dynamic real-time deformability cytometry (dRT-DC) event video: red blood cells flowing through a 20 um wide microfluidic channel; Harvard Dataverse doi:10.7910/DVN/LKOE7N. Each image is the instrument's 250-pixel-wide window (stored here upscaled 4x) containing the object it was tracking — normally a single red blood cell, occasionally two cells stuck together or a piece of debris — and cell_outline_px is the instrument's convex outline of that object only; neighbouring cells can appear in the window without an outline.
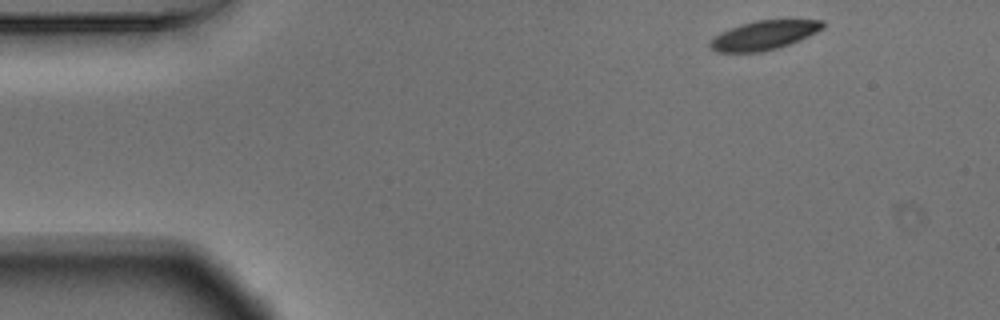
{"species": "Egyptian fruit bat (a non-hibernating species)", "species_latin": "Rousettus aegyptiacus", "temperature_condition": "warm", "stored_images_in_passage": 45, "camera_frame_rate_fps": 3000, "um_per_image_px": 0.085, "animal": {"sex": "male"}, "frame": {"image": 1, "passage_image": 1, "time_ms": 0.0, "image_size_px": [1000, 320], "cell_outline_px": [[824, 28], [800, 40], [776, 48], [760, 52], [716, 52], [708, 44], [720, 32], [728, 28], [740, 24], [756, 20], [824, 20]], "centroid_in_image_um": [64.93, 2.99], "position_along_channel_um": 20.1, "area_um2": 18.96}}
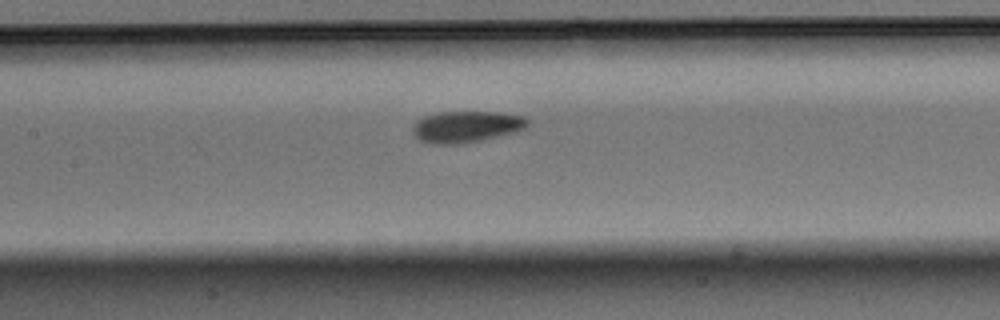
{"frame": {"image": 2, "passage_image": 20, "time_ms": 6.333, "image_size_px": [1000, 320], "cell_outline_px": [[528, 124], [524, 128], [516, 132], [464, 144], [432, 144], [420, 140], [412, 132], [412, 124], [416, 120], [424, 116], [436, 112], [500, 112], [524, 116], [528, 120]], "centroid_in_image_um": [39.61, 10.77], "position_along_channel_um": 167.8, "area_um2": 21.27}}
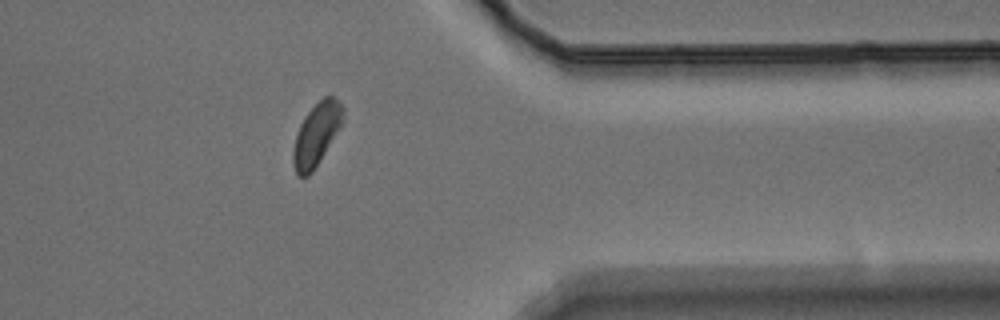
{"frame": {"image": 3, "passage_image": 39, "time_ms": 12.667, "image_size_px": [1000, 320], "cell_outline_px": [[344, 120], [312, 172], [308, 176], [296, 176], [292, 164], [292, 152], [296, 136], [300, 124], [304, 116], [324, 96], [332, 96], [344, 108]], "centroid_in_image_um": [26.87, 11.44], "position_along_channel_um": 384.5, "area_um2": 17.86}, "authors_computed_cell_mechanics": {"area_um2": 20.0566, "velocity_mm_per_s": 3.643, "shape_relaxation_time_tau1_ms": 2.8006, "shape_relaxation_time_tau2_ms": 4.8516, "deformation_change_tau1": 0.1068, "deformation_change_tau2": 0.0824}}